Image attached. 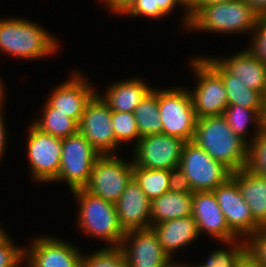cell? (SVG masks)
I'll return each instance as SVG.
<instances>
[{"mask_svg":"<svg viewBox=\"0 0 266 267\" xmlns=\"http://www.w3.org/2000/svg\"><path fill=\"white\" fill-rule=\"evenodd\" d=\"M192 141L231 172L246 165L248 144L232 131L223 115L197 118Z\"/></svg>","mask_w":266,"mask_h":267,"instance_id":"cell-1","label":"cell"},{"mask_svg":"<svg viewBox=\"0 0 266 267\" xmlns=\"http://www.w3.org/2000/svg\"><path fill=\"white\" fill-rule=\"evenodd\" d=\"M50 33L32 21L0 19V51L23 59L52 55L58 47Z\"/></svg>","mask_w":266,"mask_h":267,"instance_id":"cell-2","label":"cell"},{"mask_svg":"<svg viewBox=\"0 0 266 267\" xmlns=\"http://www.w3.org/2000/svg\"><path fill=\"white\" fill-rule=\"evenodd\" d=\"M191 30L219 33L252 32L261 17L250 5L242 0L197 6L190 13Z\"/></svg>","mask_w":266,"mask_h":267,"instance_id":"cell-3","label":"cell"},{"mask_svg":"<svg viewBox=\"0 0 266 267\" xmlns=\"http://www.w3.org/2000/svg\"><path fill=\"white\" fill-rule=\"evenodd\" d=\"M80 206L78 222L86 233L110 243V247L120 246L125 232L120 226L116 205L94 196L85 189L72 191Z\"/></svg>","mask_w":266,"mask_h":267,"instance_id":"cell-4","label":"cell"},{"mask_svg":"<svg viewBox=\"0 0 266 267\" xmlns=\"http://www.w3.org/2000/svg\"><path fill=\"white\" fill-rule=\"evenodd\" d=\"M158 105L162 133L192 141L197 118L189 91L184 88L159 90Z\"/></svg>","mask_w":266,"mask_h":267,"instance_id":"cell-5","label":"cell"},{"mask_svg":"<svg viewBox=\"0 0 266 267\" xmlns=\"http://www.w3.org/2000/svg\"><path fill=\"white\" fill-rule=\"evenodd\" d=\"M100 156L79 132L63 138L60 171L54 182L66 181L71 192L83 189L89 181L93 165Z\"/></svg>","mask_w":266,"mask_h":267,"instance_id":"cell-6","label":"cell"},{"mask_svg":"<svg viewBox=\"0 0 266 267\" xmlns=\"http://www.w3.org/2000/svg\"><path fill=\"white\" fill-rule=\"evenodd\" d=\"M179 167L187 177L193 192L213 191L231 177V171L227 167L213 159L193 141L184 143Z\"/></svg>","mask_w":266,"mask_h":267,"instance_id":"cell-7","label":"cell"},{"mask_svg":"<svg viewBox=\"0 0 266 267\" xmlns=\"http://www.w3.org/2000/svg\"><path fill=\"white\" fill-rule=\"evenodd\" d=\"M133 178V161L124 162L115 155H101L93 165L83 188L94 196L116 203Z\"/></svg>","mask_w":266,"mask_h":267,"instance_id":"cell-8","label":"cell"},{"mask_svg":"<svg viewBox=\"0 0 266 267\" xmlns=\"http://www.w3.org/2000/svg\"><path fill=\"white\" fill-rule=\"evenodd\" d=\"M191 64L199 81L195 91L189 92L196 118L223 115L228 99L221 76L202 57Z\"/></svg>","mask_w":266,"mask_h":267,"instance_id":"cell-9","label":"cell"},{"mask_svg":"<svg viewBox=\"0 0 266 267\" xmlns=\"http://www.w3.org/2000/svg\"><path fill=\"white\" fill-rule=\"evenodd\" d=\"M111 117V109L97 92L88 102L78 124V132L101 155H115V134Z\"/></svg>","mask_w":266,"mask_h":267,"instance_id":"cell-10","label":"cell"},{"mask_svg":"<svg viewBox=\"0 0 266 267\" xmlns=\"http://www.w3.org/2000/svg\"><path fill=\"white\" fill-rule=\"evenodd\" d=\"M28 134L27 155L33 179L55 181L60 171L62 139L40 131L33 124Z\"/></svg>","mask_w":266,"mask_h":267,"instance_id":"cell-11","label":"cell"},{"mask_svg":"<svg viewBox=\"0 0 266 267\" xmlns=\"http://www.w3.org/2000/svg\"><path fill=\"white\" fill-rule=\"evenodd\" d=\"M185 141L163 133L140 138L134 148L133 163L147 169L178 167Z\"/></svg>","mask_w":266,"mask_h":267,"instance_id":"cell-12","label":"cell"},{"mask_svg":"<svg viewBox=\"0 0 266 267\" xmlns=\"http://www.w3.org/2000/svg\"><path fill=\"white\" fill-rule=\"evenodd\" d=\"M212 192L224 214L229 229L238 238L244 236V240H246L261 228L253 220L250 208L241 196L237 182L232 177H229Z\"/></svg>","mask_w":266,"mask_h":267,"instance_id":"cell-13","label":"cell"},{"mask_svg":"<svg viewBox=\"0 0 266 267\" xmlns=\"http://www.w3.org/2000/svg\"><path fill=\"white\" fill-rule=\"evenodd\" d=\"M129 239L130 241H128ZM120 247L128 267H165L172 260L164 252L155 231L151 227L125 232Z\"/></svg>","mask_w":266,"mask_h":267,"instance_id":"cell-14","label":"cell"},{"mask_svg":"<svg viewBox=\"0 0 266 267\" xmlns=\"http://www.w3.org/2000/svg\"><path fill=\"white\" fill-rule=\"evenodd\" d=\"M24 252L28 267H81L82 253L67 241L38 237Z\"/></svg>","mask_w":266,"mask_h":267,"instance_id":"cell-15","label":"cell"},{"mask_svg":"<svg viewBox=\"0 0 266 267\" xmlns=\"http://www.w3.org/2000/svg\"><path fill=\"white\" fill-rule=\"evenodd\" d=\"M72 77L57 86L46 102L79 124L88 102L97 92L80 73H74Z\"/></svg>","mask_w":266,"mask_h":267,"instance_id":"cell-16","label":"cell"},{"mask_svg":"<svg viewBox=\"0 0 266 267\" xmlns=\"http://www.w3.org/2000/svg\"><path fill=\"white\" fill-rule=\"evenodd\" d=\"M198 233L207 232L221 242H229L238 237L229 229L219 204L212 191L193 193L192 214Z\"/></svg>","mask_w":266,"mask_h":267,"instance_id":"cell-17","label":"cell"},{"mask_svg":"<svg viewBox=\"0 0 266 267\" xmlns=\"http://www.w3.org/2000/svg\"><path fill=\"white\" fill-rule=\"evenodd\" d=\"M117 216L124 232L151 227V201L134 178L115 203Z\"/></svg>","mask_w":266,"mask_h":267,"instance_id":"cell-18","label":"cell"},{"mask_svg":"<svg viewBox=\"0 0 266 267\" xmlns=\"http://www.w3.org/2000/svg\"><path fill=\"white\" fill-rule=\"evenodd\" d=\"M215 60L230 74L240 78L250 89L266 98V64L256 58L248 48L228 59Z\"/></svg>","mask_w":266,"mask_h":267,"instance_id":"cell-19","label":"cell"},{"mask_svg":"<svg viewBox=\"0 0 266 267\" xmlns=\"http://www.w3.org/2000/svg\"><path fill=\"white\" fill-rule=\"evenodd\" d=\"M231 177L237 182L241 196L250 208L253 220L260 227H266V178L254 174L245 167L231 172Z\"/></svg>","mask_w":266,"mask_h":267,"instance_id":"cell-20","label":"cell"},{"mask_svg":"<svg viewBox=\"0 0 266 267\" xmlns=\"http://www.w3.org/2000/svg\"><path fill=\"white\" fill-rule=\"evenodd\" d=\"M151 228L155 231L164 252L171 259L172 253L188 246L199 236L196 222L191 215L153 224Z\"/></svg>","mask_w":266,"mask_h":267,"instance_id":"cell-21","label":"cell"},{"mask_svg":"<svg viewBox=\"0 0 266 267\" xmlns=\"http://www.w3.org/2000/svg\"><path fill=\"white\" fill-rule=\"evenodd\" d=\"M203 59L221 76L227 91L228 104L256 110L263 117L266 98L260 92L248 88L240 78L230 75L214 58Z\"/></svg>","mask_w":266,"mask_h":267,"instance_id":"cell-22","label":"cell"},{"mask_svg":"<svg viewBox=\"0 0 266 267\" xmlns=\"http://www.w3.org/2000/svg\"><path fill=\"white\" fill-rule=\"evenodd\" d=\"M105 91L103 100L111 111L134 113L135 108L153 90L137 78L120 81Z\"/></svg>","mask_w":266,"mask_h":267,"instance_id":"cell-23","label":"cell"},{"mask_svg":"<svg viewBox=\"0 0 266 267\" xmlns=\"http://www.w3.org/2000/svg\"><path fill=\"white\" fill-rule=\"evenodd\" d=\"M193 194H180L168 191L151 201L150 223L186 217L192 214Z\"/></svg>","mask_w":266,"mask_h":267,"instance_id":"cell-24","label":"cell"},{"mask_svg":"<svg viewBox=\"0 0 266 267\" xmlns=\"http://www.w3.org/2000/svg\"><path fill=\"white\" fill-rule=\"evenodd\" d=\"M140 138L162 133V121L158 105V89L153 90L140 102L134 111Z\"/></svg>","mask_w":266,"mask_h":267,"instance_id":"cell-25","label":"cell"},{"mask_svg":"<svg viewBox=\"0 0 266 267\" xmlns=\"http://www.w3.org/2000/svg\"><path fill=\"white\" fill-rule=\"evenodd\" d=\"M133 178L150 201L169 191V170L141 168L133 163Z\"/></svg>","mask_w":266,"mask_h":267,"instance_id":"cell-26","label":"cell"},{"mask_svg":"<svg viewBox=\"0 0 266 267\" xmlns=\"http://www.w3.org/2000/svg\"><path fill=\"white\" fill-rule=\"evenodd\" d=\"M42 111V119L32 123L40 131L61 139L78 132V124L73 119L57 112L47 102Z\"/></svg>","mask_w":266,"mask_h":267,"instance_id":"cell-27","label":"cell"},{"mask_svg":"<svg viewBox=\"0 0 266 267\" xmlns=\"http://www.w3.org/2000/svg\"><path fill=\"white\" fill-rule=\"evenodd\" d=\"M223 116L232 131L247 144L248 142L245 139V134L248 133L246 126L250 124L249 121H251V118L253 119L252 122H254V125L257 127L258 133L262 131L263 117L256 110L244 108L237 104H228L227 108L224 110Z\"/></svg>","mask_w":266,"mask_h":267,"instance_id":"cell-28","label":"cell"},{"mask_svg":"<svg viewBox=\"0 0 266 267\" xmlns=\"http://www.w3.org/2000/svg\"><path fill=\"white\" fill-rule=\"evenodd\" d=\"M81 267H128L120 246L97 250L88 256H81Z\"/></svg>","mask_w":266,"mask_h":267,"instance_id":"cell-29","label":"cell"},{"mask_svg":"<svg viewBox=\"0 0 266 267\" xmlns=\"http://www.w3.org/2000/svg\"><path fill=\"white\" fill-rule=\"evenodd\" d=\"M240 240L241 238H238V241L234 239L229 242H222L223 244H231V246L233 244V246L230 247L229 251L225 249H216L209 256L207 262L201 264L200 267H236L238 261L247 252L246 240H244L243 242H241ZM234 243H236V245Z\"/></svg>","mask_w":266,"mask_h":267,"instance_id":"cell-30","label":"cell"},{"mask_svg":"<svg viewBox=\"0 0 266 267\" xmlns=\"http://www.w3.org/2000/svg\"><path fill=\"white\" fill-rule=\"evenodd\" d=\"M254 136L253 141L248 143L245 168L266 178V132L256 131Z\"/></svg>","mask_w":266,"mask_h":267,"instance_id":"cell-31","label":"cell"},{"mask_svg":"<svg viewBox=\"0 0 266 267\" xmlns=\"http://www.w3.org/2000/svg\"><path fill=\"white\" fill-rule=\"evenodd\" d=\"M112 125L115 134V148L123 141L140 139L134 113L112 111Z\"/></svg>","mask_w":266,"mask_h":267,"instance_id":"cell-32","label":"cell"},{"mask_svg":"<svg viewBox=\"0 0 266 267\" xmlns=\"http://www.w3.org/2000/svg\"><path fill=\"white\" fill-rule=\"evenodd\" d=\"M254 32L253 43L248 47L249 51L258 58L261 62L266 64V17H260L252 31Z\"/></svg>","mask_w":266,"mask_h":267,"instance_id":"cell-33","label":"cell"},{"mask_svg":"<svg viewBox=\"0 0 266 267\" xmlns=\"http://www.w3.org/2000/svg\"><path fill=\"white\" fill-rule=\"evenodd\" d=\"M247 252L266 267V227H261L253 236L246 239Z\"/></svg>","mask_w":266,"mask_h":267,"instance_id":"cell-34","label":"cell"},{"mask_svg":"<svg viewBox=\"0 0 266 267\" xmlns=\"http://www.w3.org/2000/svg\"><path fill=\"white\" fill-rule=\"evenodd\" d=\"M26 249L16 247L7 234L0 239V267L13 266L23 255Z\"/></svg>","mask_w":266,"mask_h":267,"instance_id":"cell-35","label":"cell"},{"mask_svg":"<svg viewBox=\"0 0 266 267\" xmlns=\"http://www.w3.org/2000/svg\"><path fill=\"white\" fill-rule=\"evenodd\" d=\"M125 14L135 17L141 15L150 18H161L165 16L159 7H155V0H136L123 15Z\"/></svg>","mask_w":266,"mask_h":267,"instance_id":"cell-36","label":"cell"},{"mask_svg":"<svg viewBox=\"0 0 266 267\" xmlns=\"http://www.w3.org/2000/svg\"><path fill=\"white\" fill-rule=\"evenodd\" d=\"M169 191L180 194H193L190 183L178 166L169 170Z\"/></svg>","mask_w":266,"mask_h":267,"instance_id":"cell-37","label":"cell"},{"mask_svg":"<svg viewBox=\"0 0 266 267\" xmlns=\"http://www.w3.org/2000/svg\"><path fill=\"white\" fill-rule=\"evenodd\" d=\"M111 12L124 14L136 0H103Z\"/></svg>","mask_w":266,"mask_h":267,"instance_id":"cell-38","label":"cell"},{"mask_svg":"<svg viewBox=\"0 0 266 267\" xmlns=\"http://www.w3.org/2000/svg\"><path fill=\"white\" fill-rule=\"evenodd\" d=\"M181 3V7L184 6V10L186 11V15H184L185 19L183 20L184 25H186V28L188 29L190 24V13L200 4L201 0H179Z\"/></svg>","mask_w":266,"mask_h":267,"instance_id":"cell-39","label":"cell"},{"mask_svg":"<svg viewBox=\"0 0 266 267\" xmlns=\"http://www.w3.org/2000/svg\"><path fill=\"white\" fill-rule=\"evenodd\" d=\"M176 5L181 6L179 0H155V7H159V9L165 15L170 14V12L173 11V8H175Z\"/></svg>","mask_w":266,"mask_h":267,"instance_id":"cell-40","label":"cell"},{"mask_svg":"<svg viewBox=\"0 0 266 267\" xmlns=\"http://www.w3.org/2000/svg\"><path fill=\"white\" fill-rule=\"evenodd\" d=\"M250 5L261 17H266V0H242Z\"/></svg>","mask_w":266,"mask_h":267,"instance_id":"cell-41","label":"cell"},{"mask_svg":"<svg viewBox=\"0 0 266 267\" xmlns=\"http://www.w3.org/2000/svg\"><path fill=\"white\" fill-rule=\"evenodd\" d=\"M236 267H265V266L257 262L248 252H246L242 256V258L238 261Z\"/></svg>","mask_w":266,"mask_h":267,"instance_id":"cell-42","label":"cell"},{"mask_svg":"<svg viewBox=\"0 0 266 267\" xmlns=\"http://www.w3.org/2000/svg\"><path fill=\"white\" fill-rule=\"evenodd\" d=\"M1 109V107H0ZM1 110H0V158L3 156L2 154L4 153L5 150V143H6V130H5V124H4V119L1 116Z\"/></svg>","mask_w":266,"mask_h":267,"instance_id":"cell-43","label":"cell"},{"mask_svg":"<svg viewBox=\"0 0 266 267\" xmlns=\"http://www.w3.org/2000/svg\"><path fill=\"white\" fill-rule=\"evenodd\" d=\"M229 1H232V0H201L198 6H208V5L219 4V3L229 2Z\"/></svg>","mask_w":266,"mask_h":267,"instance_id":"cell-44","label":"cell"},{"mask_svg":"<svg viewBox=\"0 0 266 267\" xmlns=\"http://www.w3.org/2000/svg\"><path fill=\"white\" fill-rule=\"evenodd\" d=\"M165 267H190V266H187V264H186V265H184V264H181V265H180V263L176 264V263H174L173 261L170 260V261L165 265Z\"/></svg>","mask_w":266,"mask_h":267,"instance_id":"cell-45","label":"cell"},{"mask_svg":"<svg viewBox=\"0 0 266 267\" xmlns=\"http://www.w3.org/2000/svg\"><path fill=\"white\" fill-rule=\"evenodd\" d=\"M3 81H1V79H0V107L2 106V103H3V101H4V87H3Z\"/></svg>","mask_w":266,"mask_h":267,"instance_id":"cell-46","label":"cell"},{"mask_svg":"<svg viewBox=\"0 0 266 267\" xmlns=\"http://www.w3.org/2000/svg\"><path fill=\"white\" fill-rule=\"evenodd\" d=\"M262 130L266 132V103H265L264 114L262 118Z\"/></svg>","mask_w":266,"mask_h":267,"instance_id":"cell-47","label":"cell"},{"mask_svg":"<svg viewBox=\"0 0 266 267\" xmlns=\"http://www.w3.org/2000/svg\"><path fill=\"white\" fill-rule=\"evenodd\" d=\"M25 258V255H23L13 266H11V267H18V266H20V262L22 261L23 262V260L24 261H27V260H25L24 259Z\"/></svg>","mask_w":266,"mask_h":267,"instance_id":"cell-48","label":"cell"},{"mask_svg":"<svg viewBox=\"0 0 266 267\" xmlns=\"http://www.w3.org/2000/svg\"><path fill=\"white\" fill-rule=\"evenodd\" d=\"M7 233L4 232V229L0 227V239H2Z\"/></svg>","mask_w":266,"mask_h":267,"instance_id":"cell-49","label":"cell"}]
</instances>
